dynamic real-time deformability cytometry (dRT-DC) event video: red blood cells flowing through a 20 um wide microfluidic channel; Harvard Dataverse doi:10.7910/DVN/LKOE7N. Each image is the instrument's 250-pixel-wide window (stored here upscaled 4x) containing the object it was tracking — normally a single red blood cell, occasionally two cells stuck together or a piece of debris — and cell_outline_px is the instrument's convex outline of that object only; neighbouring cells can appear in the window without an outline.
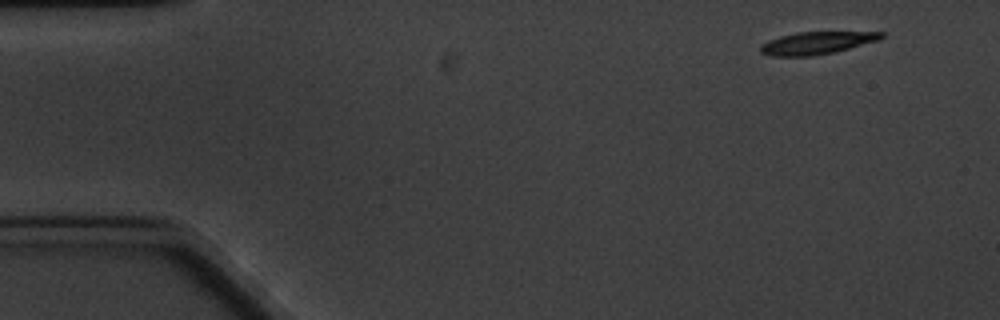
{"species": "common noctule bat (a hibernating species)", "species_latin": "Nyctalus noctula", "temperature_condition": "cold", "stored_images_in_passage": 5, "camera_frame_rate_fps": 3000, "um_per_image_px": 0.085, "animal": {"sex": "male", "body_mass_g": 20.1, "forearm_length_mm": 53.5}, "frame": {"image": 1, "passage_image": 1, "time_ms": 0.0, "image_size_px": [1000, 320], "cell_outline_px": [[884, 36], [880, 40], [836, 52], [812, 56], [772, 56], [760, 52], [760, 44], [768, 40], [780, 36], [796, 32], [884, 32]], "centroid_in_image_um": [69.42, 3.65], "position_along_channel_um": 15.6, "area_um2": 15.95}}
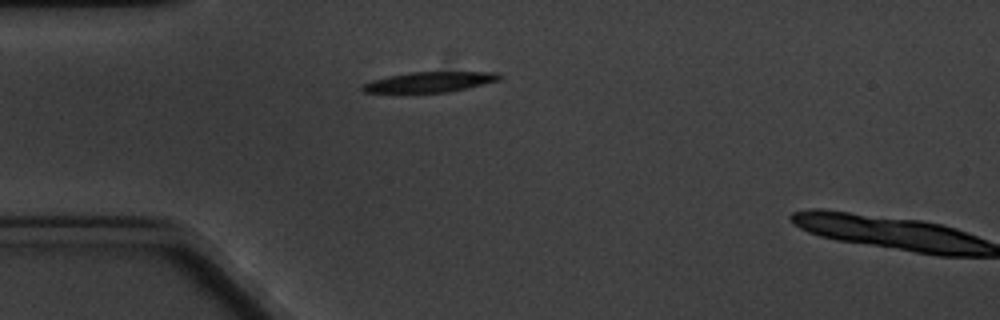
{"frame": {"image": 2, "passage_image": 4, "time_ms": 3.667, "image_size_px": [1000, 320], "cell_outline_px": [[504, 76], [500, 80], [468, 88], [448, 92], [364, 92], [360, 88], [360, 84], [372, 80], [388, 76], [408, 72], [500, 72]], "centroid_in_image_um": [36.55, 6.96], "position_along_channel_um": 48.5, "area_um2": 16.3}}